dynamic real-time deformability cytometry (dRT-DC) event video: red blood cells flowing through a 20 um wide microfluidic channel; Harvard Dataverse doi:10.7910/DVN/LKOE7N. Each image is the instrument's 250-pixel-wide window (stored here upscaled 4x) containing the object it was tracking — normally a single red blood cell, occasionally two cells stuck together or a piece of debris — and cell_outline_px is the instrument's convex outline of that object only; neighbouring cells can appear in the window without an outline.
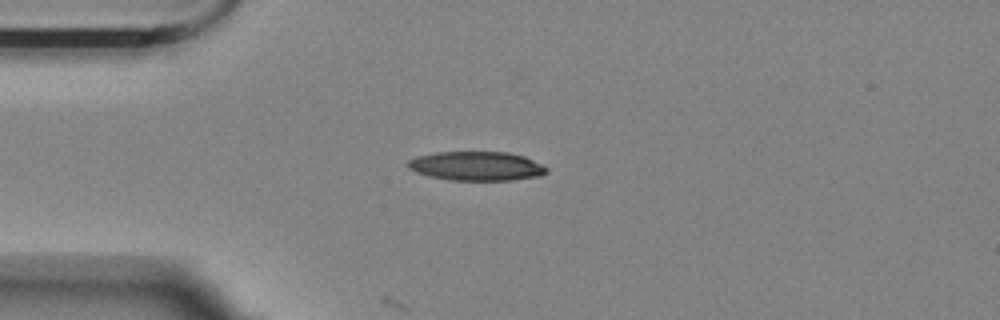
{"species": "Egyptian fruit bat (a non-hibernating species)", "species_latin": "Rousettus aegyptiacus", "temperature_condition": "room temperature", "stored_images_in_passage": 37, "camera_frame_rate_fps": 3000, "um_per_image_px": 0.085, "animal": {"sex": "female"}, "frame": {"image": 1, "passage_image": 1, "time_ms": 0.0, "image_size_px": [1000, 320], "cell_outline_px": [[548, 172], [540, 176], [512, 180], [452, 180], [428, 176], [416, 172], [408, 168], [408, 160], [416, 156], [436, 152], [508, 152], [524, 156], [548, 168]], "centroid_in_image_um": [40.5, 14.11], "position_along_channel_um": 44.5, "area_um2": 23.52}}
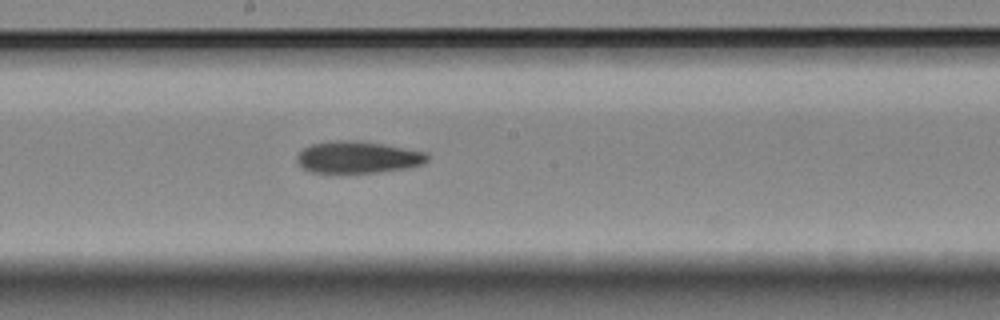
{"frame": {"image": 2, "passage_image": 17, "time_ms": 5.333, "image_size_px": [1000, 320], "cell_outline_px": [[428, 160], [424, 164], [408, 168], [380, 172], [308, 172], [300, 168], [296, 164], [296, 156], [304, 148], [312, 144], [336, 140], [356, 140], [384, 144], [424, 152], [428, 156]], "centroid_in_image_um": [30.38, 13.37], "position_along_channel_um": 217.8, "area_um2": 24.33}}
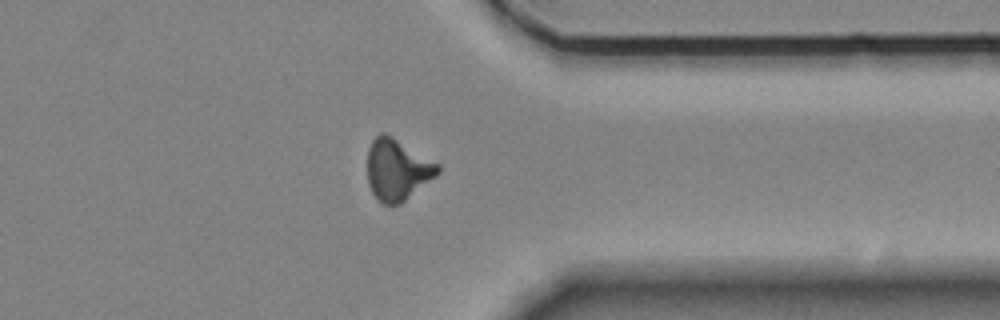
{"frame": {"image": 3, "passage_image": 31, "time_ms": 10.0, "image_size_px": [1000, 320], "cell_outline_px": [[440, 172], [436, 176], [400, 204], [384, 204], [372, 192], [368, 184], [368, 148], [372, 140], [380, 132], [384, 132], [440, 164]], "centroid_in_image_um": [33.78, 14.41], "position_along_channel_um": 377.6, "area_um2": 24.91}, "authors_computed_cell_mechanics": {"area_um2": 24.3338, "velocity_mm_per_s": 3.5517, "shape_relaxation_time_tau1_ms": null, "shape_relaxation_time_tau2_ms": 7.1321, "deformation_change_tau1": null, "deformation_change_tau2": 0.1788}}